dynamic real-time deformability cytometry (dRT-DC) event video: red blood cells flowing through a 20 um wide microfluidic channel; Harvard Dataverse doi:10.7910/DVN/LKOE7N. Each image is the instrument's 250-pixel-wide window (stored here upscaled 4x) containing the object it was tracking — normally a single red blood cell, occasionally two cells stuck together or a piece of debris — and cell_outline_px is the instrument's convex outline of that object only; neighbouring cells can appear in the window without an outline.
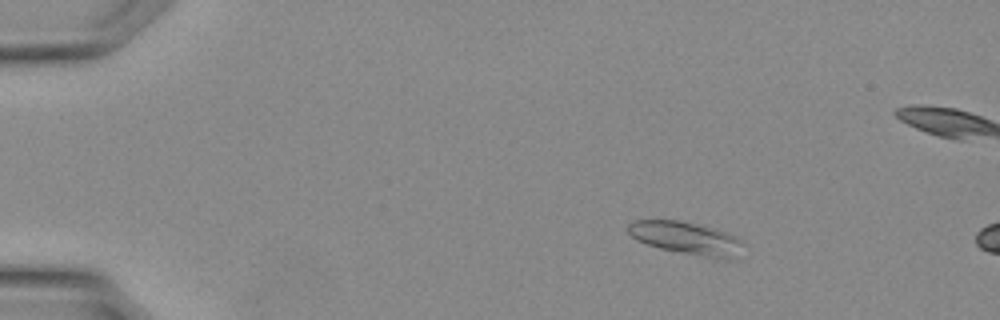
{"species": "Egyptian fruit bat (a non-hibernating species)", "species_latin": "Rousettus aegyptiacus", "temperature_condition": "warm", "stored_images_in_passage": 10, "camera_frame_rate_fps": 3000, "um_per_image_px": 0.085, "animal": {"sex": "female"}, "frame": {"image": 1, "passage_image": 6, "time_ms": 1.667, "image_size_px": [1000, 320], "cell_outline_px": [[748, 244], [732, 260], [724, 260], [700, 256], [660, 248], [636, 240], [628, 232], [628, 224], [632, 220], [680, 220], [716, 228], [736, 236], [744, 240]], "centroid_in_image_um": [58.44, 20.25], "position_along_channel_um": 26.6, "area_um2": 22.43}}